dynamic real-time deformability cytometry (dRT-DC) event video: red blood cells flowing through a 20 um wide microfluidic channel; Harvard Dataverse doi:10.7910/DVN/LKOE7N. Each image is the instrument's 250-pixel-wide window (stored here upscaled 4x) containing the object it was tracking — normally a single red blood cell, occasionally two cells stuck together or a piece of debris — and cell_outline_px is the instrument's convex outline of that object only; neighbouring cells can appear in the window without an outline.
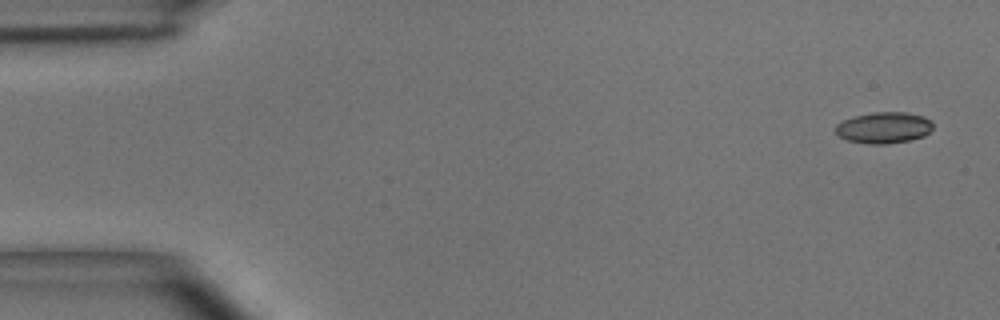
{"species": "common noctule bat (a hibernating species)", "species_latin": "Nyctalus noctula", "temperature_condition": "room temperature", "stored_images_in_passage": 48, "camera_frame_rate_fps": 3000, "um_per_image_px": 0.085, "animal": {"sex": "male", "body_mass_g": 15.6}, "frame": {"image": 1, "passage_image": 1, "time_ms": 0.0, "image_size_px": [1000, 320], "cell_outline_px": [[932, 128], [924, 136], [912, 140], [888, 144], [868, 144], [848, 140], [840, 136], [836, 132], [836, 124], [844, 120], [856, 116], [872, 112], [904, 112], [924, 116], [932, 120]], "centroid_in_image_um": [75.16, 10.85], "position_along_channel_um": 9.8, "area_um2": 17.74}}
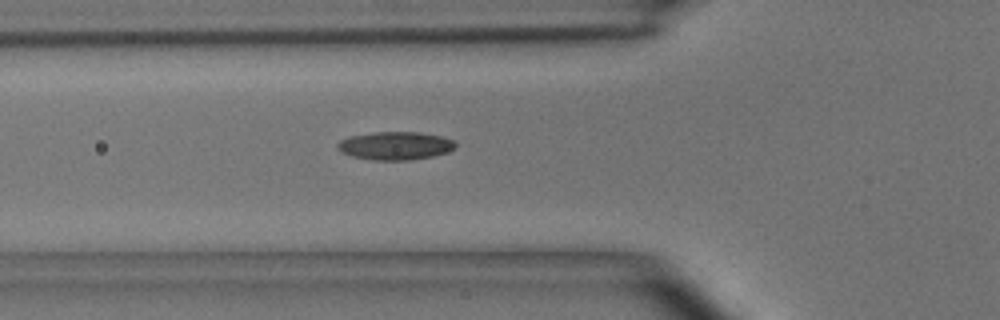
{"frame": {"image": 2, "passage_image": 16, "time_ms": 5.0, "image_size_px": [1000, 320], "cell_outline_px": [[456, 148], [448, 152], [432, 156], [408, 160], [372, 160], [352, 156], [336, 148], [336, 144], [340, 140], [348, 136], [376, 132], [420, 132], [444, 136], [452, 140], [456, 144]], "centroid_in_image_um": [33.61, 12.38], "position_along_channel_um": 92.2, "area_um2": 19.42}}
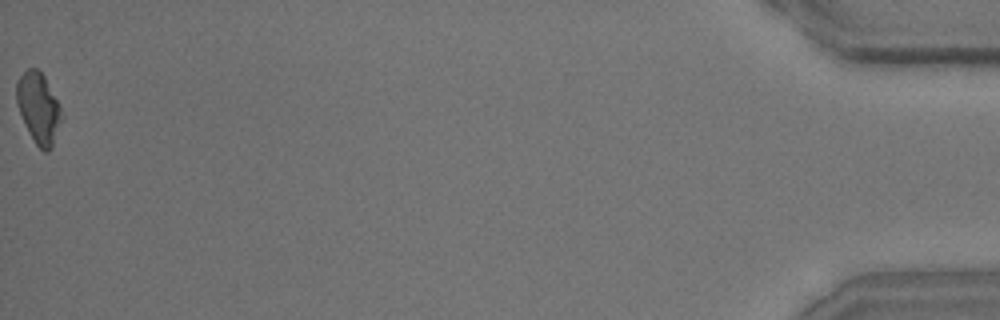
{"frame": {"image": 3, "passage_image": 48, "time_ms": 15.667, "image_size_px": [1000, 320], "cell_outline_px": [[64, 116], [52, 144], [48, 152], [44, 152], [36, 144], [28, 132], [20, 112], [16, 100], [16, 84], [20, 76], [28, 68], [36, 68], [44, 76]], "centroid_in_image_um": [3.27, 9.19], "position_along_channel_um": 431.9, "area_um2": 18.15}, "authors_computed_cell_mechanics": {"area_um2": 18.3226, "velocity_mm_per_s": 4.0828, "shape_relaxation_time_tau1_ms": 3.9324, "shape_relaxation_time_tau2_ms": 2.1345, "deformation_change_tau1": 0.1275, "deformation_change_tau2": 0.0715}}